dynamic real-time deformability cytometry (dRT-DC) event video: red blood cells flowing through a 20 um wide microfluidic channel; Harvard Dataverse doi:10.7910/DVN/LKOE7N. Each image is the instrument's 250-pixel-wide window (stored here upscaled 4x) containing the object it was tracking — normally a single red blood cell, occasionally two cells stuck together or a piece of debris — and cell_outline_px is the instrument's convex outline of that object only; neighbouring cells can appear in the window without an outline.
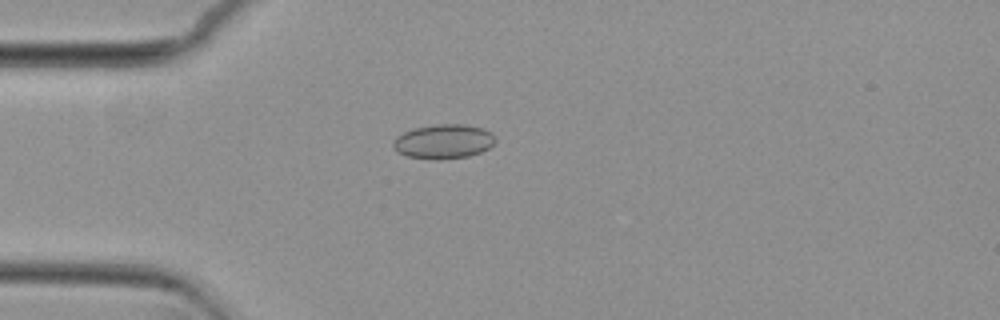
{"species": "common noctule bat (a hibernating species)", "species_latin": "Nyctalus noctula", "temperature_condition": "cold", "stored_images_in_passage": 56, "camera_frame_rate_fps": 3000, "um_per_image_px": 0.085, "animal": {"sex": "female", "body_mass_g": 29.2, "forearm_length_mm": 56.3}, "frame": {"image": 1, "passage_image": 15, "time_ms": 4.667, "image_size_px": [1000, 320], "cell_outline_px": [[496, 140], [488, 148], [480, 152], [468, 156], [436, 160], [432, 160], [408, 156], [396, 152], [392, 148], [392, 140], [396, 136], [412, 128], [436, 124], [464, 124], [484, 128], [492, 132]], "centroid_in_image_um": [37.66, 12.02], "position_along_channel_um": 47.3, "area_um2": 20.75}}
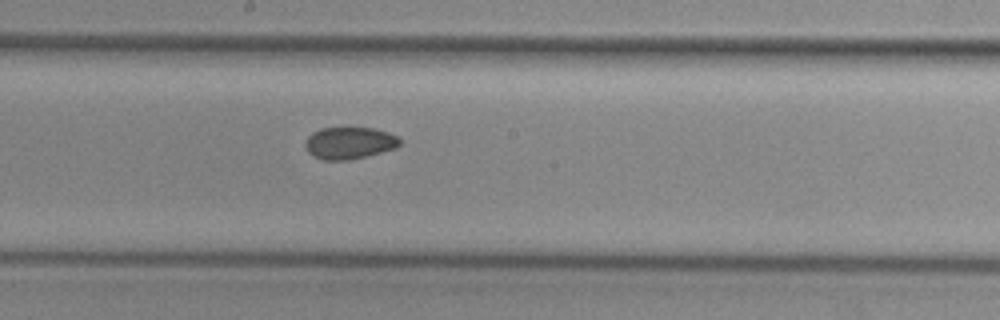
{"frame": {"image": 2, "passage_image": 30, "time_ms": 9.667, "image_size_px": [1000, 320], "cell_outline_px": [[400, 144], [396, 148], [348, 160], [324, 160], [308, 152], [304, 144], [304, 140], [312, 132], [320, 128], [372, 128], [388, 132], [396, 136], [400, 140]], "centroid_in_image_um": [29.66, 12.14], "position_along_channel_um": 218.5, "area_um2": 17.46}}
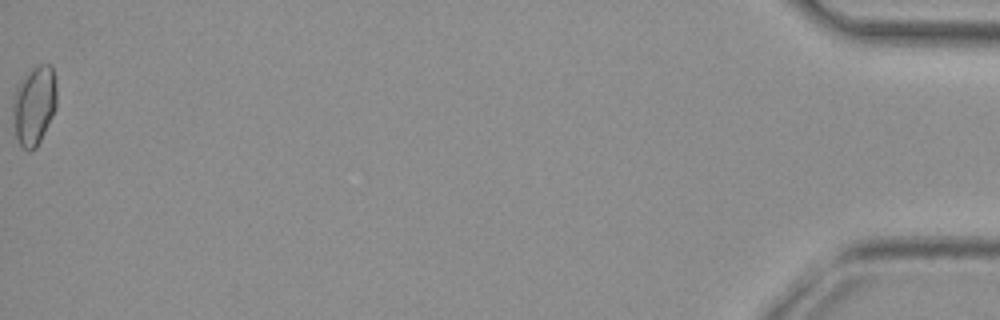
{"frame": {"image": 3, "passage_image": 56, "time_ms": 18.333, "image_size_px": [1000, 320], "cell_outline_px": [[56, 108], [36, 148], [28, 152], [20, 144], [16, 136], [12, 124], [12, 100], [16, 88], [24, 76], [32, 68], [40, 64], [48, 64], [52, 68], [56, 84]], "centroid_in_image_um": [2.88, 8.97], "position_along_channel_um": 432.3, "area_um2": 20.29}, "authors_computed_cell_mechanics": {"area_um2": 18.4382, "velocity_mm_per_s": 3.7067, "shape_relaxation_time_tau1_ms": null, "shape_relaxation_time_tau2_ms": 2.3718, "deformation_change_tau1": null, "deformation_change_tau2": 0.0482}}